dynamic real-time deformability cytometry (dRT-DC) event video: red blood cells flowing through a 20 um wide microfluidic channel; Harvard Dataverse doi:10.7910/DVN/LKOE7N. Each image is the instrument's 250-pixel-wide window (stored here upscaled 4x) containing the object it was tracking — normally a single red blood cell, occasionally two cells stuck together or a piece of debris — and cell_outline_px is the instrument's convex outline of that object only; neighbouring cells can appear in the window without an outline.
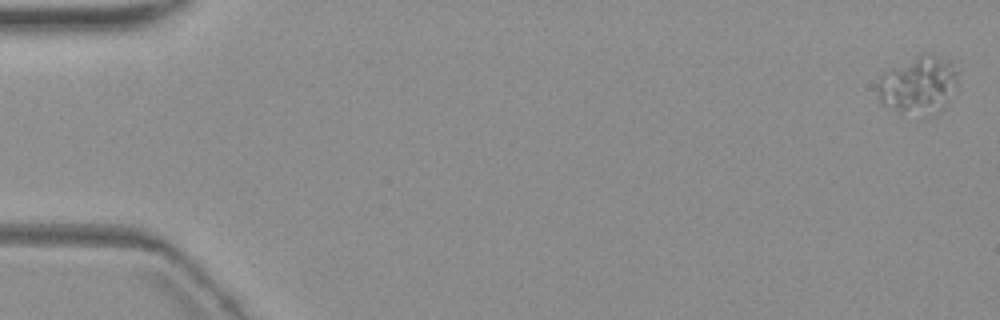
{"species": "common noctule bat (a hibernating species)", "species_latin": "Nyctalus noctula", "temperature_condition": "warm", "stored_images_in_passage": 11, "camera_frame_rate_fps": 3000, "um_per_image_px": 0.085, "animal": {"sex": "female", "body_mass_g": 19.3, "forearm_length_mm": 54.1}, "frame": {"image": 1, "passage_image": 1, "time_ms": 0.0, "image_size_px": [1000, 320], "cell_outline_px": [[956, 84], [948, 100], [940, 112], [936, 116], [900, 116], [880, 104], [876, 88], [880, 76], [888, 68], [920, 52], [932, 52], [952, 60], [956, 72]], "centroid_in_image_um": [78.01, 7.24], "position_along_channel_um": 7.0, "area_um2": 28.67}}
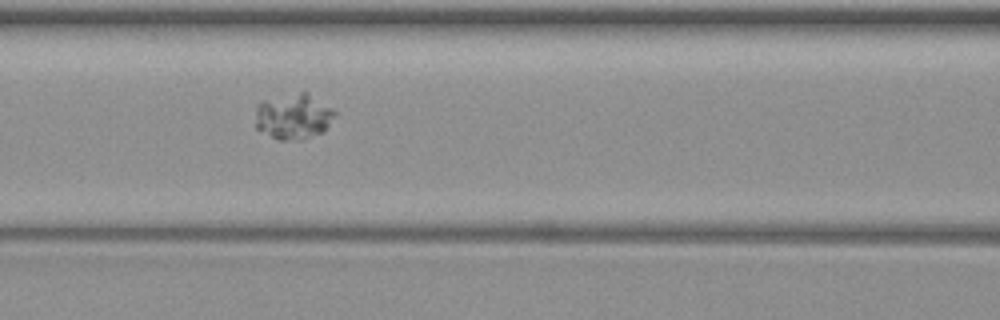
{"frame": {"image": 2, "passage_image": 7, "time_ms": 8.333, "image_size_px": [1000, 320], "cell_outline_px": [[336, 112], [324, 132], [300, 140], [280, 140], [256, 128], [256, 104], [264, 100], [300, 92], [308, 92], [332, 108]], "centroid_in_image_um": [24.95, 9.9], "position_along_channel_um": 141.7, "area_um2": 20.92}}
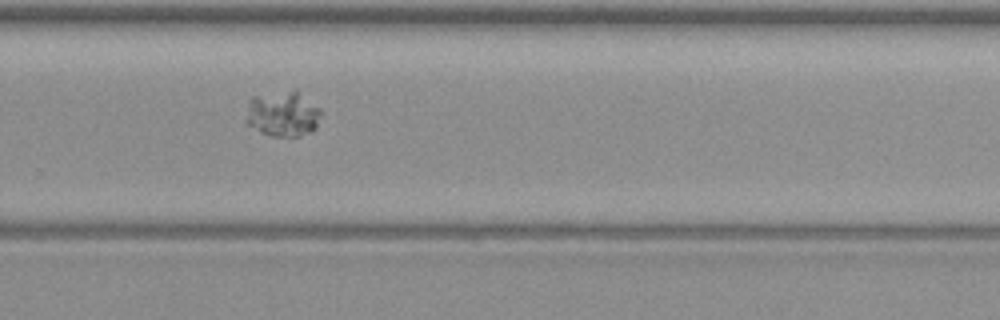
{"frame": {"image": 3, "passage_image": 11, "time_ms": 13.0, "image_size_px": [1000, 320], "cell_outline_px": [[324, 112], [316, 128], [312, 132], [296, 136], [272, 136], [260, 132], [248, 124], [244, 120], [248, 100], [252, 96], [292, 88], [296, 88], [320, 108]], "centroid_in_image_um": [24.05, 9.64], "position_along_channel_um": 305.7, "area_um2": 20.69}}